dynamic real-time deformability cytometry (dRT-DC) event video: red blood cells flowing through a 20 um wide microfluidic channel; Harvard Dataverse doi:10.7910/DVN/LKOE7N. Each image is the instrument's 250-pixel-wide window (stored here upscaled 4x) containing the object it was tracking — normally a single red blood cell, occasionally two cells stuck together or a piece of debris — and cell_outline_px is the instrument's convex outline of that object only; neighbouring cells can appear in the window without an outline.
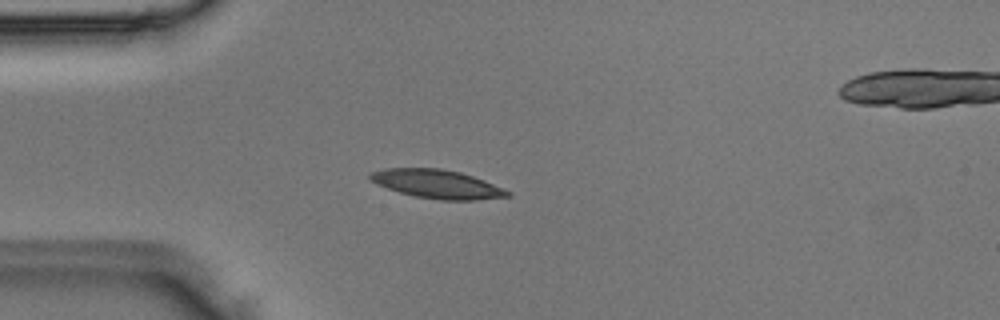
{"species": "Egyptian fruit bat (a non-hibernating species)", "species_latin": "Rousettus aegyptiacus", "temperature_condition": "room temperature", "stored_images_in_passage": 3, "camera_frame_rate_fps": 3000, "um_per_image_px": 0.085, "animal": {"sex": "male"}, "frame": {"image": 1, "passage_image": 2, "time_ms": 0.333, "image_size_px": [1000, 320], "cell_outline_px": [[512, 196], [476, 200], [440, 200], [416, 196], [400, 192], [376, 184], [368, 180], [368, 176], [372, 172], [384, 168], [440, 168], [460, 172], [484, 180], [504, 188], [512, 192]], "centroid_in_image_um": [37.17, 15.64], "position_along_channel_um": 47.8, "area_um2": 23.0}}